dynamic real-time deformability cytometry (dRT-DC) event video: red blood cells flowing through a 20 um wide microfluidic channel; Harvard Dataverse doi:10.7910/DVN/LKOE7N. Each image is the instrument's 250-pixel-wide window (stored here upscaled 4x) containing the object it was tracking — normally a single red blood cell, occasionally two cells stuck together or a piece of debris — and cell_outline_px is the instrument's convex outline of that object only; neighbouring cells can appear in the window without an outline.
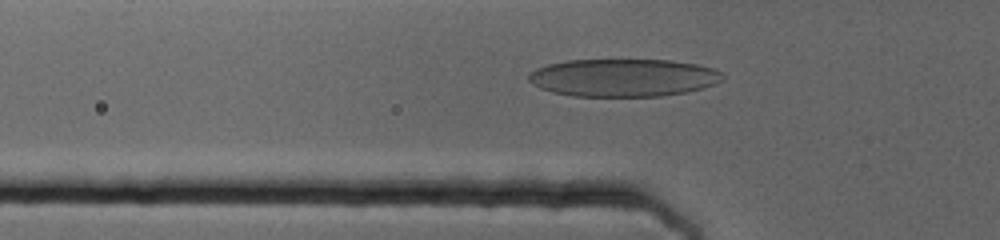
{"species": "human", "species_latin": "Homo sapiens", "temperature_condition": "cold", "stored_images_in_passage": 51, "camera_frame_rate_fps": 3000, "um_per_image_px": 0.085, "donor": {"sex": "female"}, "frame": {"image": 1, "passage_image": 15, "time_ms": 4.667, "image_size_px": [1000, 240], "cell_outline_px": [[724, 80], [704, 88], [688, 92], [660, 96], [572, 96], [552, 92], [540, 88], [532, 84], [528, 80], [528, 76], [536, 68], [548, 64], [568, 60], [672, 60], [696, 64], [712, 68], [720, 72], [724, 76]], "centroid_in_image_um": [52.99, 6.6], "position_along_channel_um": 72.8, "area_um2": 42.83}}
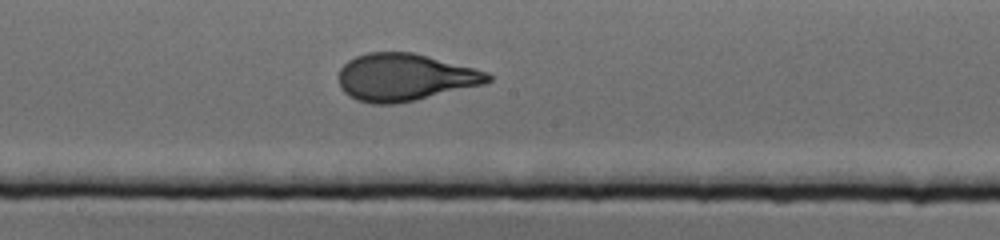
{"frame": {"image": 2, "passage_image": 30, "time_ms": 9.667, "image_size_px": [1000, 240], "cell_outline_px": [[492, 80], [484, 84], [416, 100], [392, 104], [372, 104], [356, 100], [348, 96], [340, 88], [340, 68], [348, 60], [356, 56], [368, 52], [412, 52], [488, 72], [492, 76]], "centroid_in_image_um": [34.39, 6.58], "position_along_channel_um": 213.8, "area_um2": 40.98}}
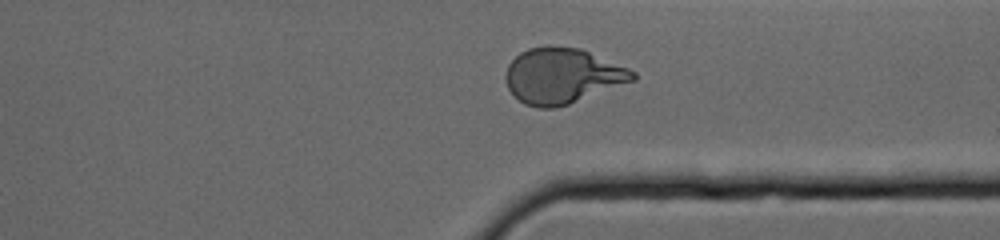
{"frame": {"image": 3, "passage_image": 46, "time_ms": 15.0, "image_size_px": [1000, 240], "cell_outline_px": [[636, 80], [568, 104], [556, 108], [540, 108], [524, 104], [508, 88], [504, 76], [508, 64], [520, 52], [528, 48], [580, 48], [628, 68], [636, 72]], "centroid_in_image_um": [47.8, 6.47], "position_along_channel_um": 363.6, "area_um2": 40.46}}